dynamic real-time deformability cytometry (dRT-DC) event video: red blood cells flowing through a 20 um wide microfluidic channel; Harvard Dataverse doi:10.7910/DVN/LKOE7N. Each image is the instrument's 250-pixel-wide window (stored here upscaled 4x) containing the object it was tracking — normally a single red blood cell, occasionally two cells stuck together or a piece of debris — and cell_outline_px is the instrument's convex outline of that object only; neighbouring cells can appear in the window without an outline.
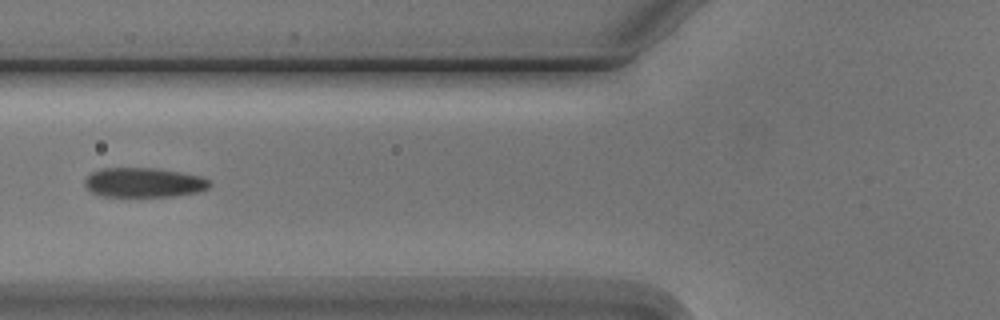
{"species": "Egyptian fruit bat (a non-hibernating species)", "species_latin": "Rousettus aegyptiacus", "temperature_condition": "cold", "stored_images_in_passage": 7, "camera_frame_rate_fps": 3000, "um_per_image_px": 0.085, "animal": {"sex": "male"}, "frame": {"image": 1, "passage_image": 4, "time_ms": 3.667, "image_size_px": [1000, 320], "cell_outline_px": [[212, 184], [208, 188], [196, 192], [176, 196], [100, 196], [92, 192], [84, 184], [84, 180], [92, 172], [100, 168], [160, 168], [204, 176], [212, 180]], "centroid_in_image_um": [12.28, 15.5], "position_along_channel_um": 113.5, "area_um2": 21.79}}
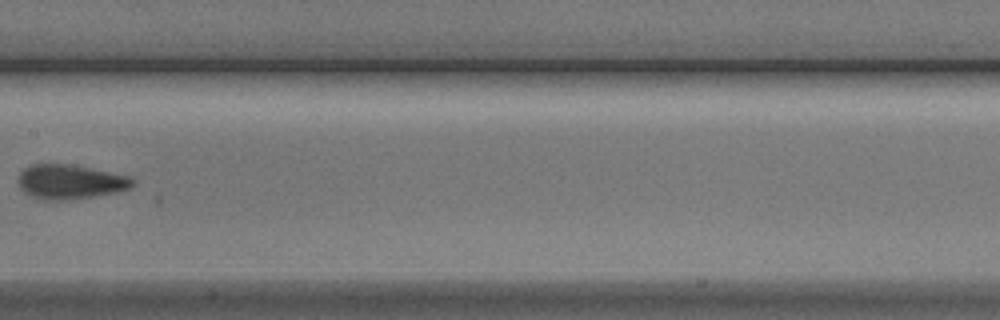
{"frame": {"image": 2, "passage_image": 6, "time_ms": 6.0, "image_size_px": [1000, 320], "cell_outline_px": [[136, 184], [132, 188], [116, 192], [92, 196], [64, 200], [40, 200], [24, 192], [20, 188], [20, 172], [24, 168], [32, 164], [64, 164], [88, 168], [132, 176], [136, 180]], "centroid_in_image_um": [6.01, 15.46], "position_along_channel_um": 201.4, "area_um2": 22.83}}
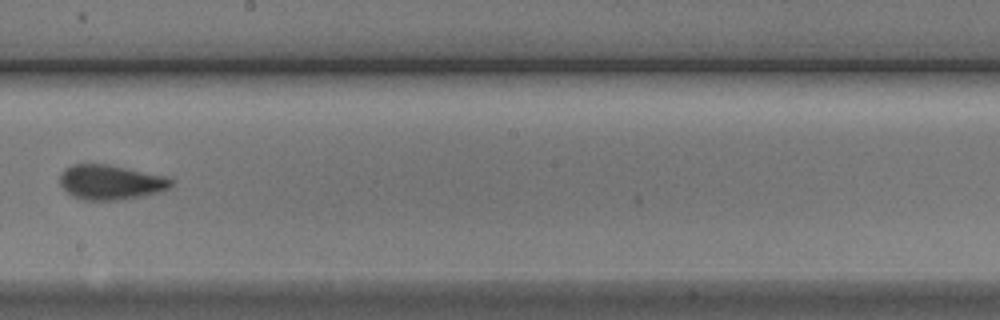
{"frame": {"image": 3, "passage_image": 7, "time_ms": 7.0, "image_size_px": [1000, 320], "cell_outline_px": [[172, 188], [160, 192], [144, 196], [120, 200], [84, 200], [72, 196], [60, 184], [60, 176], [64, 168], [72, 164], [108, 164], [168, 176], [172, 180]], "centroid_in_image_um": [9.44, 15.49], "position_along_channel_um": 238.8, "area_um2": 22.83}}